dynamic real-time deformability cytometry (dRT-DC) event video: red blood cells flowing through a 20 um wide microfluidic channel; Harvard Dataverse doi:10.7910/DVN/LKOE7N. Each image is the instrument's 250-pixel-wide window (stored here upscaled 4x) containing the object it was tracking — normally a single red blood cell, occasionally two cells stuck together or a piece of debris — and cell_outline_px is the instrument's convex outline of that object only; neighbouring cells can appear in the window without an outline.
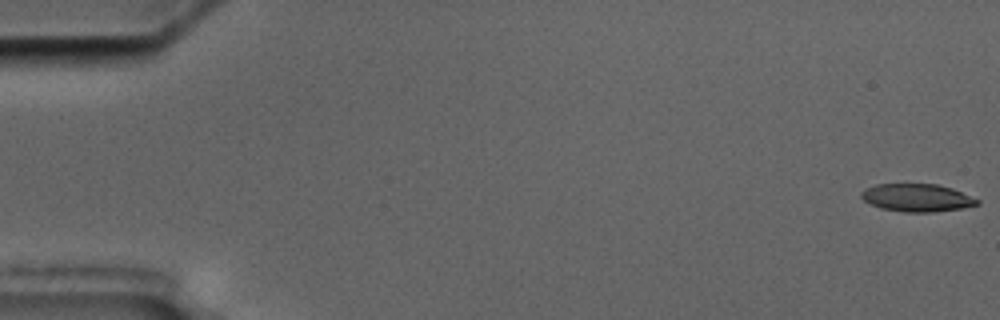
{"species": "common noctule bat (a hibernating species)", "species_latin": "Nyctalus noctula", "temperature_condition": "cold", "stored_images_in_passage": 4, "camera_frame_rate_fps": 3000, "um_per_image_px": 0.085, "animal": {"sex": "male", "body_mass_g": 17.5, "forearm_length_mm": 52.3}, "frame": {"image": 1, "passage_image": 1, "time_ms": 0.0, "image_size_px": [1000, 320], "cell_outline_px": [[980, 204], [964, 208], [932, 212], [904, 212], [880, 208], [864, 200], [860, 196], [860, 192], [864, 188], [876, 184], [936, 184], [952, 188], [980, 200]], "centroid_in_image_um": [77.94, 16.8], "position_along_channel_um": 7.1, "area_um2": 18.84}}
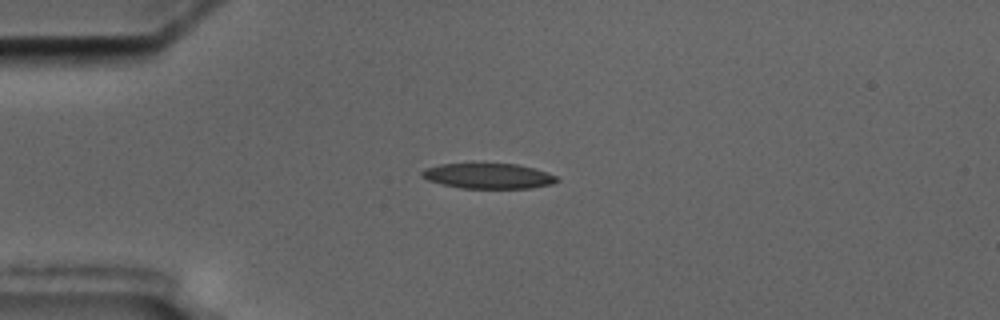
{"frame": {"image": 2, "passage_image": 4, "time_ms": 4.667, "image_size_px": [1000, 320], "cell_outline_px": [[560, 180], [552, 184], [532, 188], [460, 188], [428, 180], [420, 176], [420, 172], [424, 168], [440, 164], [516, 164], [532, 168], [556, 176]], "centroid_in_image_um": [41.47, 14.96], "position_along_channel_um": 43.5, "area_um2": 19.71}}